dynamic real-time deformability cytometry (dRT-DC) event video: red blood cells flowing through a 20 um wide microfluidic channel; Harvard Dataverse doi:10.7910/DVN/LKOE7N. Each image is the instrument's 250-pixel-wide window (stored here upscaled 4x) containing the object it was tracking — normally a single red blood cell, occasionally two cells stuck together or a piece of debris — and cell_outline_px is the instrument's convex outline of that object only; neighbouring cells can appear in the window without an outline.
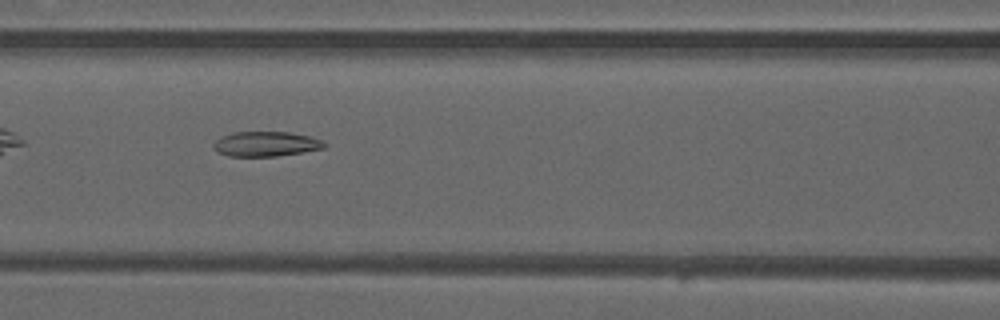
{"species": "common noctule bat (a hibernating species)", "species_latin": "Nyctalus noctula", "temperature_condition": "warm", "stored_images_in_passage": 5, "camera_frame_rate_fps": 3000, "um_per_image_px": 0.085, "animal": {"sex": "male", "forearm_length_mm": 52.5}, "frame": {"image": 1, "passage_image": 5, "time_ms": 1.333, "image_size_px": [1000, 320], "cell_outline_px": [[328, 144], [324, 148], [276, 156], [228, 156], [216, 152], [212, 148], [212, 144], [220, 136], [232, 132], [288, 132], [312, 136]], "centroid_in_image_um": [22.55, 12.23], "position_along_channel_um": 144.1, "area_um2": 16.18}}